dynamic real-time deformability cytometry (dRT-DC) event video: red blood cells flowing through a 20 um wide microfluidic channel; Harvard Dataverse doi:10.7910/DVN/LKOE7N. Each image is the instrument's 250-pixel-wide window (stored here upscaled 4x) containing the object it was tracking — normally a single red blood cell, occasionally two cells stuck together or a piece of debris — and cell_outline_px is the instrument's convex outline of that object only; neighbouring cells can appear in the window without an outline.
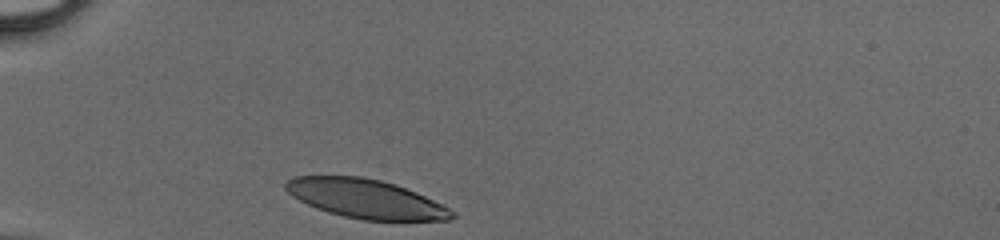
{"species": "human", "species_latin": "Homo sapiens", "temperature_condition": "cold", "stored_images_in_passage": 27, "camera_frame_rate_fps": 3000, "um_per_image_px": 0.085, "donor": {"sex": "male"}, "frame": {"image": 1, "passage_image": 1, "time_ms": 0.0, "image_size_px": [1000, 240], "cell_outline_px": [[456, 216], [448, 220], [364, 220], [344, 216], [328, 212], [316, 208], [292, 196], [284, 188], [284, 184], [292, 176], [360, 176], [380, 180], [396, 184], [416, 192], [456, 212]], "centroid_in_image_um": [31.07, 16.89], "position_along_channel_um": 53.9, "area_um2": 37.51}}
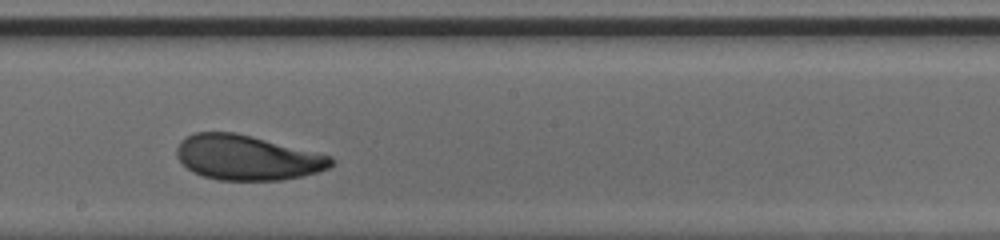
{"frame": {"image": 2, "passage_image": 15, "time_ms": 4.667, "image_size_px": [1000, 240], "cell_outline_px": [[332, 164], [328, 168], [304, 176], [284, 180], [220, 180], [204, 176], [192, 172], [176, 156], [176, 148], [180, 140], [196, 132], [236, 132], [332, 156]], "centroid_in_image_um": [20.99, 13.4], "position_along_channel_um": 227.2, "area_um2": 40.29}}
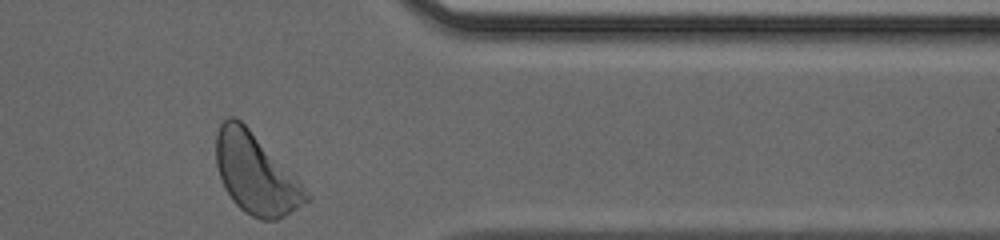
{"frame": {"image": 3, "passage_image": 27, "time_ms": 8.667, "image_size_px": [1000, 240], "cell_outline_px": [[312, 200], [284, 216], [276, 220], [260, 220], [244, 212], [232, 200], [224, 188], [216, 164], [216, 136], [220, 124], [228, 116], [236, 116], [300, 180], [312, 196]], "centroid_in_image_um": [21.76, 14.8], "position_along_channel_um": 389.6, "area_um2": 42.19}}